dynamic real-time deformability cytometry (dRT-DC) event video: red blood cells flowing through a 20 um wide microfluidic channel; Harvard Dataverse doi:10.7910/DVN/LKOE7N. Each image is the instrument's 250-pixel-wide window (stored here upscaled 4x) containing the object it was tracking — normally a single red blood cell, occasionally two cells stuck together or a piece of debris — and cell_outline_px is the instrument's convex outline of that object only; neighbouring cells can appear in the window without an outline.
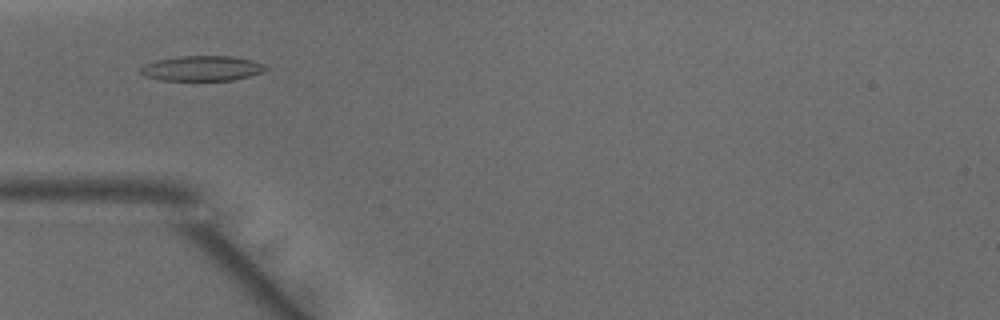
{"species": "common noctule bat (a hibernating species)", "species_latin": "Nyctalus noctula", "temperature_condition": "warm", "stored_images_in_passage": 45, "camera_frame_rate_fps": 3000, "um_per_image_px": 0.085, "animal": {"sex": "male", "body_mass_g": 15.6}, "frame": {"image": 1, "passage_image": 12, "time_ms": 3.667, "image_size_px": [1000, 320], "cell_outline_px": [[268, 68], [264, 72], [232, 80], [160, 80], [144, 76], [140, 72], [140, 68], [144, 64], [156, 60], [180, 56], [232, 56], [252, 60], [264, 64]], "centroid_in_image_um": [17.16, 5.81], "position_along_channel_um": 67.8, "area_um2": 18.32}}
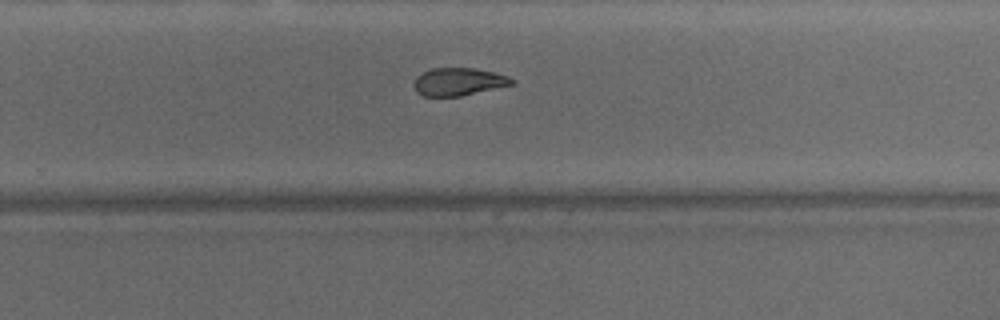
{"frame": {"image": 2, "passage_image": 28, "time_ms": 9.0, "image_size_px": [1000, 320], "cell_outline_px": [[516, 84], [460, 96], [424, 96], [416, 92], [412, 84], [416, 76], [432, 68], [476, 68], [496, 72], [508, 76], [516, 80]], "centroid_in_image_um": [39.01, 6.94], "position_along_channel_um": 290.8, "area_um2": 16.07}}
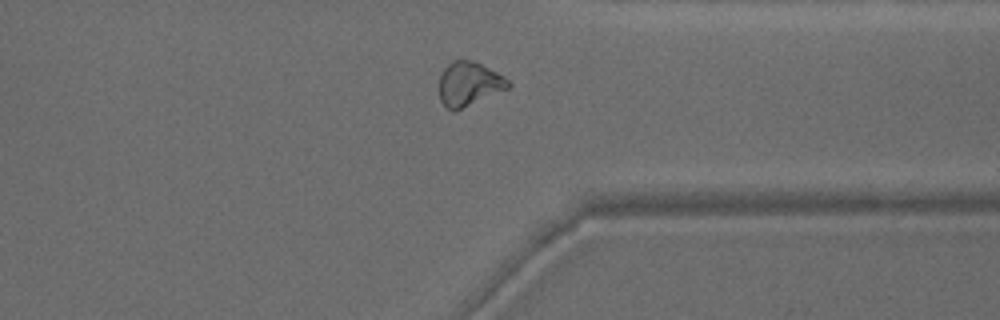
{"frame": {"image": 3, "passage_image": 34, "time_ms": 11.0, "image_size_px": [1000, 320], "cell_outline_px": [[512, 84], [508, 88], [452, 112], [440, 100], [440, 76], [444, 68], [452, 60], [472, 60], [504, 76]], "centroid_in_image_um": [39.85, 7.12], "position_along_channel_um": 371.5, "area_um2": 17.34}, "authors_computed_cell_mechanics": {"area_um2": 17.6868, "velocity_mm_per_s": 4.165, "shape_relaxation_time_tau1_ms": null, "shape_relaxation_time_tau2_ms": 3.2706, "deformation_change_tau1": null, "deformation_change_tau2": 0.0864}}